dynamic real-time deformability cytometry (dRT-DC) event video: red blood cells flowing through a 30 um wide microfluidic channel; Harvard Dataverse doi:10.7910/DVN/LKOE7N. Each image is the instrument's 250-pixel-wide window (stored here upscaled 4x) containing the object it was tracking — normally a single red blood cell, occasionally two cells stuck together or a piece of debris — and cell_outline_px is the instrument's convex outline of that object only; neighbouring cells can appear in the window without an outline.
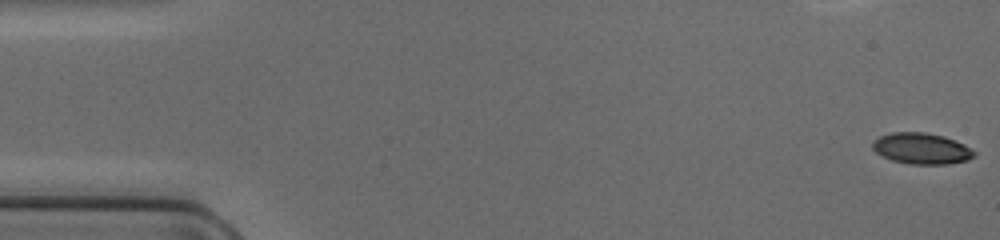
{"species": "common noctule bat (a hibernating species)", "species_latin": "Nyctalus noctula", "temperature_condition": "cold", "stored_images_in_passage": 48, "camera_frame_rate_fps": 3000, "um_per_image_px": 0.085, "animal": {"sex": "female", "body_mass_g": 17.0, "forearm_length_mm": 48.0}, "frame": {"image": 1, "passage_image": 1, "time_ms": 0.0, "image_size_px": [1000, 240], "cell_outline_px": [[976, 156], [968, 160], [948, 164], [908, 164], [892, 160], [876, 152], [872, 148], [872, 140], [880, 136], [892, 132], [924, 132], [944, 136], [964, 144], [976, 152]], "centroid_in_image_um": [78.34, 12.62], "position_along_channel_um": 6.7, "area_um2": 18.5}}
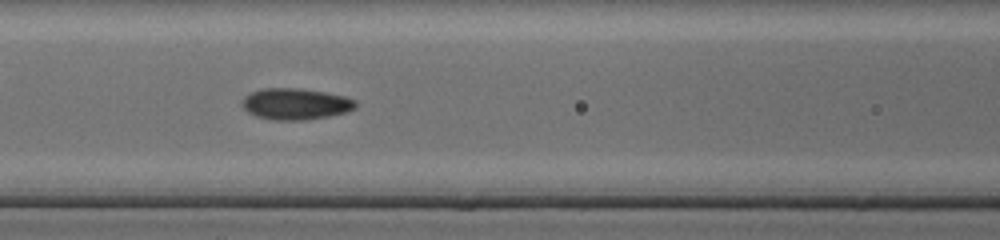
{"frame": {"image": 2, "passage_image": 21, "time_ms": 6.667, "image_size_px": [1000, 240], "cell_outline_px": [[356, 108], [348, 112], [308, 120], [272, 120], [256, 116], [248, 112], [240, 104], [244, 96], [260, 88], [296, 88], [324, 92], [344, 96], [356, 100]], "centroid_in_image_um": [25.11, 8.84], "position_along_channel_um": 141.5, "area_um2": 20.87}}
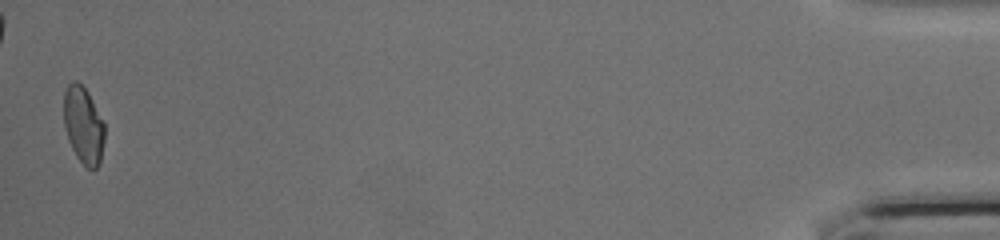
{"frame": {"image": 3, "passage_image": 48, "time_ms": 15.667, "image_size_px": [1000, 240], "cell_outline_px": [[104, 140], [100, 160], [96, 168], [92, 172], [76, 156], [68, 140], [64, 124], [64, 92], [68, 84], [72, 80], [76, 80], [88, 92], [104, 120]], "centroid_in_image_um": [7.09, 10.62], "position_along_channel_um": 428.1, "area_um2": 18.38}}